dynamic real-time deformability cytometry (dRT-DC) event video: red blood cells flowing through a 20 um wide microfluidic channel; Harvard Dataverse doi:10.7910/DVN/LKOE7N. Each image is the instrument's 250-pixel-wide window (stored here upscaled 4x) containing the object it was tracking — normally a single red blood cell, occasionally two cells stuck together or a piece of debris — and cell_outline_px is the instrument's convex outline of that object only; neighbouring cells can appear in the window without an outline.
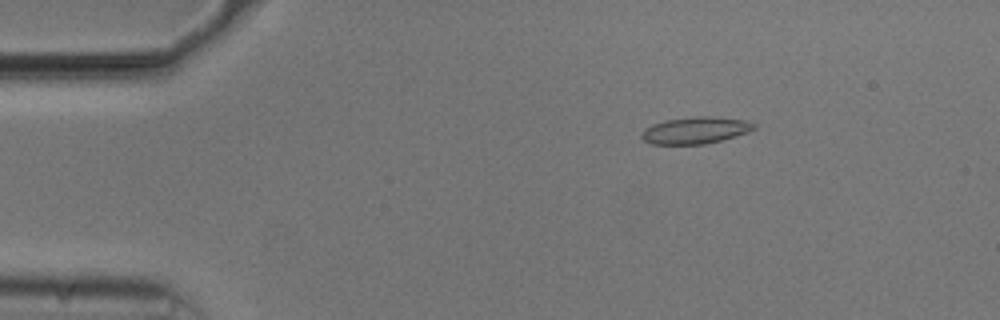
{"species": "common noctule bat (a hibernating species)", "species_latin": "Nyctalus noctula", "temperature_condition": "cold", "stored_images_in_passage": 54, "camera_frame_rate_fps": 3000, "um_per_image_px": 0.085, "animal": {"sex": "male", "body_mass_g": 20.5, "forearm_length_mm": 52.5}, "frame": {"image": 1, "passage_image": 9, "time_ms": 2.667, "image_size_px": [1000, 320], "cell_outline_px": [[756, 128], [748, 132], [720, 140], [704, 144], [652, 144], [644, 140], [640, 136], [644, 128], [652, 124], [664, 120], [696, 116], [712, 116], [744, 120], [756, 124]], "centroid_in_image_um": [59.08, 11.07], "position_along_channel_um": 25.9, "area_um2": 17.51}}
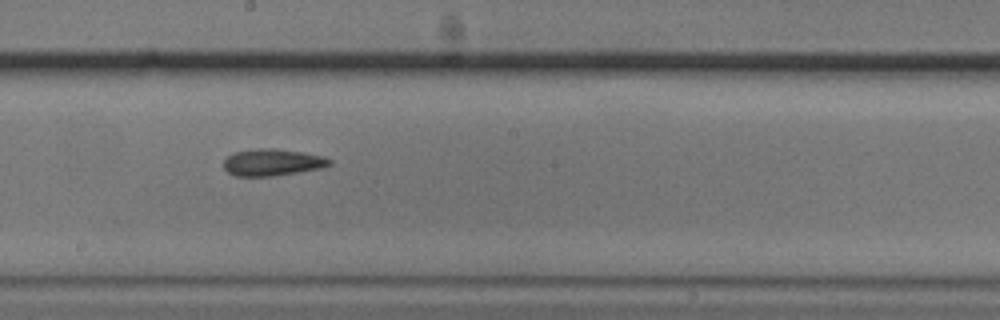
{"frame": {"image": 2, "passage_image": 30, "time_ms": 9.667, "image_size_px": [1000, 320], "cell_outline_px": [[332, 164], [324, 168], [272, 176], [236, 176], [228, 172], [224, 168], [224, 160], [232, 152], [256, 148], [276, 148], [304, 152], [324, 156], [332, 160]], "centroid_in_image_um": [23.18, 13.79], "position_along_channel_um": 225.0, "area_um2": 16.82}}
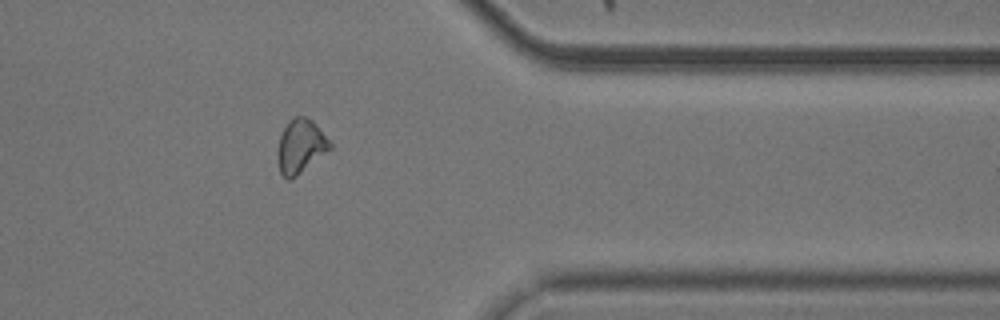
{"frame": {"image": 3, "passage_image": 44, "time_ms": 14.333, "image_size_px": [1000, 320], "cell_outline_px": [[332, 148], [296, 176], [288, 180], [280, 172], [276, 156], [276, 152], [280, 136], [288, 120], [296, 116], [308, 116], [312, 120], [332, 144]], "centroid_in_image_um": [25.52, 12.42], "position_along_channel_um": 385.9, "area_um2": 16.42}, "authors_computed_cell_mechanics": {"area_um2": 16.7331, "velocity_mm_per_s": 3.7441, "shape_relaxation_time_tau1_ms": 8.9666, "shape_relaxation_time_tau2_ms": 10.6371, "deformation_change_tau1": 0.149, "deformation_change_tau2": 0.1752}}